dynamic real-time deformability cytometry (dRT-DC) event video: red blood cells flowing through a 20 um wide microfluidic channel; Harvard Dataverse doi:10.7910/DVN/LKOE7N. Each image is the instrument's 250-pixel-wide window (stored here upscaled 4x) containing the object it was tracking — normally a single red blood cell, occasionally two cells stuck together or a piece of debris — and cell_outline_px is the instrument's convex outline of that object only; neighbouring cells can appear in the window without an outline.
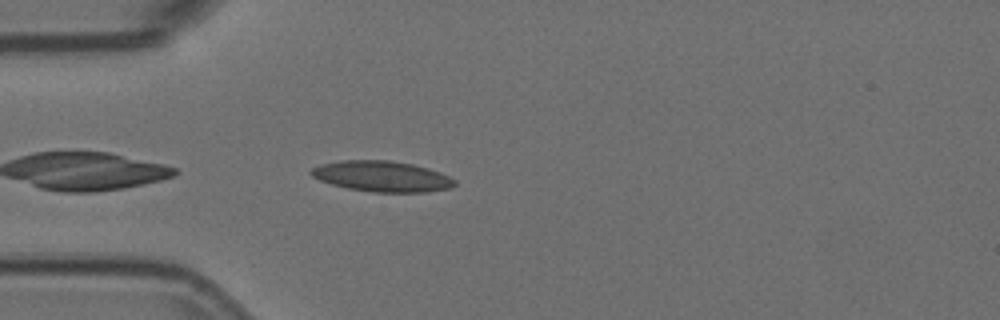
{"species": "Egyptian fruit bat (a non-hibernating species)", "species_latin": "Rousettus aegyptiacus", "temperature_condition": "room temperature", "stored_images_in_passage": 4, "camera_frame_rate_fps": 3000, "um_per_image_px": 0.085, "animal": {"sex": "female"}, "frame": {"image": 1, "passage_image": 4, "time_ms": 1.0, "image_size_px": [1000, 320], "cell_outline_px": [[456, 184], [452, 188], [428, 192], [372, 192], [348, 188], [332, 184], [320, 180], [312, 176], [308, 172], [312, 168], [320, 164], [340, 160], [388, 160], [412, 164], [428, 168], [440, 172], [456, 180]], "centroid_in_image_um": [32.47, 14.99], "position_along_channel_um": 52.5, "area_um2": 25.78}}